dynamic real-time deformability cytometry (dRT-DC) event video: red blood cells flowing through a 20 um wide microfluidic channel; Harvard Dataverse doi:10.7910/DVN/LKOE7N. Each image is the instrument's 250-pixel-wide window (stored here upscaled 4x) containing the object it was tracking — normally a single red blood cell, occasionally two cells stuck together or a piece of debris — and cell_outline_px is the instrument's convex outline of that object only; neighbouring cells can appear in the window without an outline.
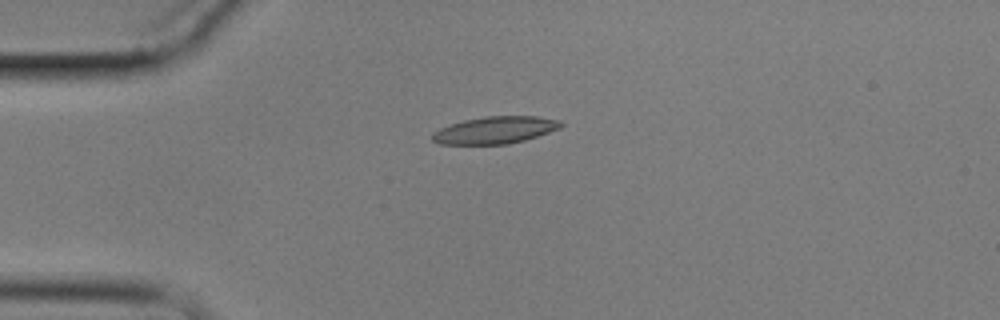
{"species": "common noctule bat (a hibernating species)", "species_latin": "Nyctalus noctula", "temperature_condition": "cold", "stored_images_in_passage": 4, "camera_frame_rate_fps": 3000, "um_per_image_px": 0.085, "animal": {"sex": "male", "body_mass_g": 17.9}, "frame": {"image": 1, "passage_image": 3, "time_ms": 3.333, "image_size_px": [1000, 320], "cell_outline_px": [[564, 124], [560, 128], [524, 140], [508, 144], [440, 144], [432, 140], [432, 132], [440, 128], [464, 120], [484, 116], [536, 116], [560, 120]], "centroid_in_image_um": [42.08, 11.05], "position_along_channel_um": 42.9, "area_um2": 20.23}}